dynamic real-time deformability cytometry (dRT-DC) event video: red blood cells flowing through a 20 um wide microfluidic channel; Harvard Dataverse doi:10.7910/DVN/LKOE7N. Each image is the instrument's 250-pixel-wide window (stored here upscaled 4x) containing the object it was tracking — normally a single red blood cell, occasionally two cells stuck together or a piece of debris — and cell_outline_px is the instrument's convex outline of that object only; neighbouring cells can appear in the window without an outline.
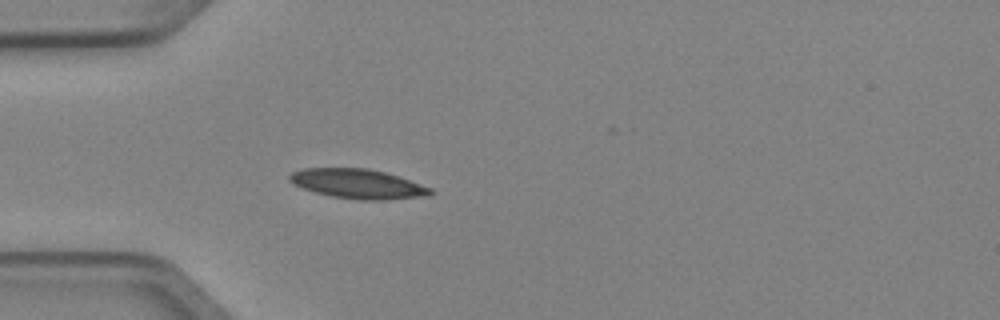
{"species": "Egyptian fruit bat (a non-hibernating species)", "species_latin": "Rousettus aegyptiacus", "temperature_condition": "cold", "stored_images_in_passage": 5, "camera_frame_rate_fps": 3000, "um_per_image_px": 0.085, "animal": {"sex": "female"}, "frame": {"image": 1, "passage_image": 4, "time_ms": 1.0, "image_size_px": [1000, 320], "cell_outline_px": [[436, 192], [428, 196], [384, 200], [360, 200], [332, 196], [316, 192], [292, 184], [288, 180], [288, 176], [292, 172], [304, 168], [368, 168], [400, 176], [432, 188]], "centroid_in_image_um": [30.46, 15.62], "position_along_channel_um": 54.5, "area_um2": 24.39}}